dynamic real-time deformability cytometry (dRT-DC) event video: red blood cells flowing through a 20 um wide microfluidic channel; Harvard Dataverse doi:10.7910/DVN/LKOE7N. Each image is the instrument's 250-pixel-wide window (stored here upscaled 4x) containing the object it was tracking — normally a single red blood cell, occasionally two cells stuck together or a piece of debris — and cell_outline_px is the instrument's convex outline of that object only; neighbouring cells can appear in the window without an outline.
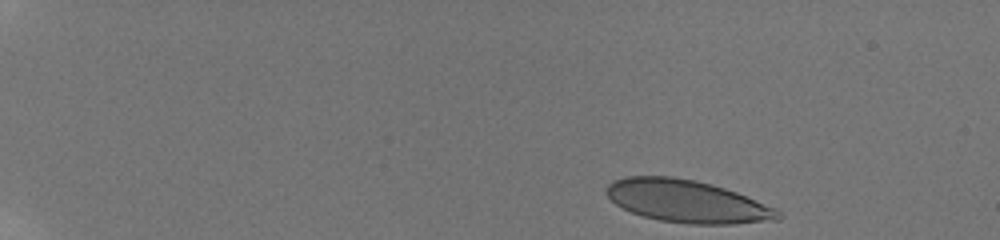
{"species": "human", "species_latin": "Homo sapiens", "temperature_condition": "room temperature", "stored_images_in_passage": 14, "camera_frame_rate_fps": 3000, "um_per_image_px": 0.085, "donor": {"sex": "male"}, "frame": {"image": 1, "passage_image": 1, "time_ms": 0.0, "image_size_px": [1000, 240], "cell_outline_px": [[784, 216], [780, 220], [732, 224], [692, 224], [660, 220], [644, 216], [632, 212], [616, 204], [608, 196], [608, 184], [612, 180], [624, 176], [672, 176], [696, 180], [712, 184], [736, 192], [776, 208]], "centroid_in_image_um": [58.44, 17.11], "position_along_channel_um": 26.6, "area_um2": 42.43}}
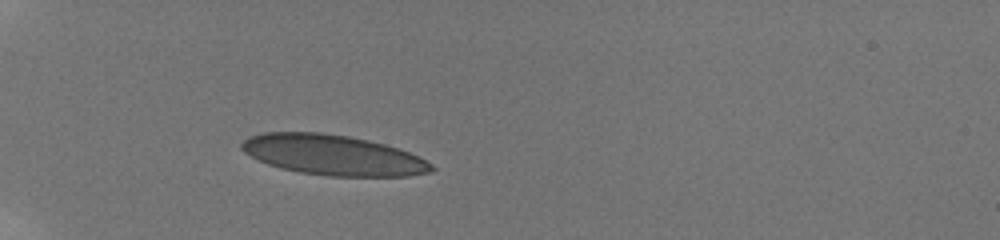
{"frame": {"image": 2, "passage_image": 8, "time_ms": 3.667, "image_size_px": [1000, 240], "cell_outline_px": [[436, 168], [432, 172], [408, 176], [328, 176], [300, 172], [280, 168], [268, 164], [244, 152], [240, 148], [240, 144], [248, 136], [264, 132], [320, 132], [348, 136], [368, 140], [384, 144], [408, 152], [432, 164]], "centroid_in_image_um": [28.28, 13.17], "position_along_channel_um": 56.7, "area_um2": 44.39}}
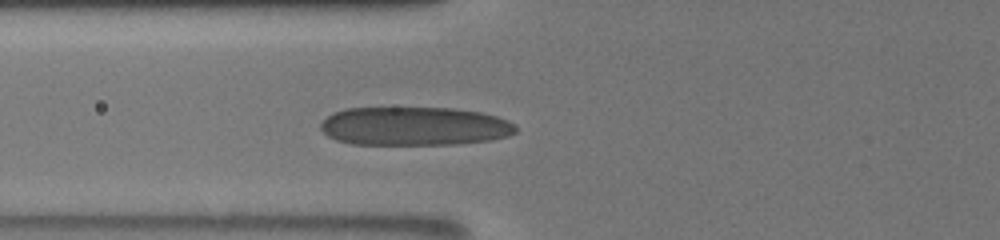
{"frame": {"image": 3, "passage_image": 10, "time_ms": 5.333, "image_size_px": [1000, 240], "cell_outline_px": [[516, 132], [508, 136], [492, 140], [456, 144], [352, 144], [336, 140], [328, 136], [320, 128], [320, 124], [332, 112], [348, 108], [456, 108], [480, 112], [496, 116], [508, 120], [516, 124]], "centroid_in_image_um": [35.24, 10.72], "position_along_channel_um": 90.6, "area_um2": 44.1}}